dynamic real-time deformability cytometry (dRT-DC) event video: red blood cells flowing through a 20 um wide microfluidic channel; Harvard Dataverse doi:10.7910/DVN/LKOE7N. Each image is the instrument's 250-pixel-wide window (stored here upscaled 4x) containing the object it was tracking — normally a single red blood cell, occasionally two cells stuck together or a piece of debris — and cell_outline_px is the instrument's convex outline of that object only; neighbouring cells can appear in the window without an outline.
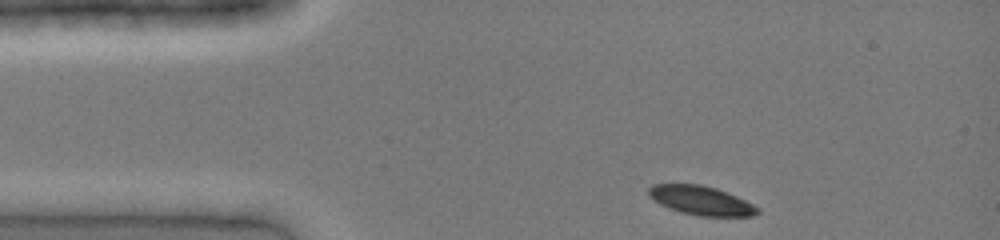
{"species": "common noctule bat (a hibernating species)", "species_latin": "Nyctalus noctula", "temperature_condition": "cold", "stored_images_in_passage": 32, "camera_frame_rate_fps": 3000, "um_per_image_px": 0.085, "animal": {"sex": "female", "body_mass_g": 19.0, "forearm_length_mm": 51.5}, "frame": {"image": 1, "passage_image": 1, "time_ms": 0.0, "image_size_px": [1000, 240], "cell_outline_px": [[760, 212], [752, 216], [700, 216], [680, 212], [668, 208], [660, 204], [648, 196], [648, 188], [652, 184], [700, 184], [716, 188], [736, 196], [760, 208]], "centroid_in_image_um": [59.57, 17.04], "position_along_channel_um": 25.4, "area_um2": 18.44}}
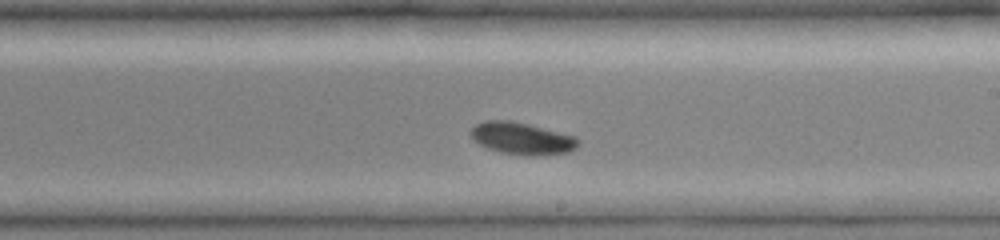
{"frame": {"image": 2, "passage_image": 19, "time_ms": 6.0, "image_size_px": [1000, 240], "cell_outline_px": [[580, 144], [576, 148], [568, 152], [504, 152], [488, 148], [472, 140], [468, 132], [476, 124], [484, 120], [508, 120], [528, 124], [576, 136], [580, 140]], "centroid_in_image_um": [44.31, 11.69], "position_along_channel_um": 244.7, "area_um2": 19.13}}
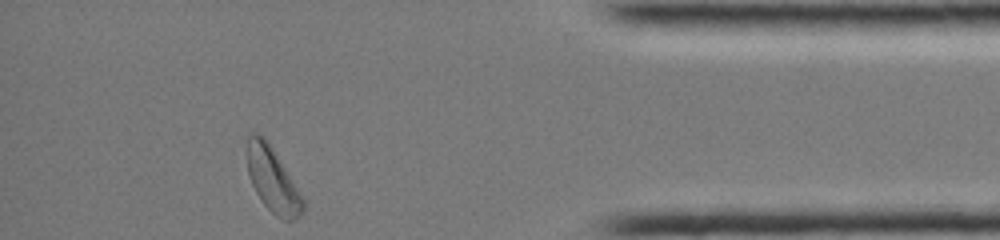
{"frame": {"image": 3, "passage_image": 32, "time_ms": 10.333, "image_size_px": [1000, 240], "cell_outline_px": [[304, 208], [300, 216], [296, 220], [284, 220], [276, 216], [264, 204], [256, 192], [248, 176], [248, 132], [256, 132], [264, 136], [272, 148], [292, 180], [304, 200]], "centroid_in_image_um": [23.16, 15.29], "position_along_channel_um": 412.0, "area_um2": 20.63}}